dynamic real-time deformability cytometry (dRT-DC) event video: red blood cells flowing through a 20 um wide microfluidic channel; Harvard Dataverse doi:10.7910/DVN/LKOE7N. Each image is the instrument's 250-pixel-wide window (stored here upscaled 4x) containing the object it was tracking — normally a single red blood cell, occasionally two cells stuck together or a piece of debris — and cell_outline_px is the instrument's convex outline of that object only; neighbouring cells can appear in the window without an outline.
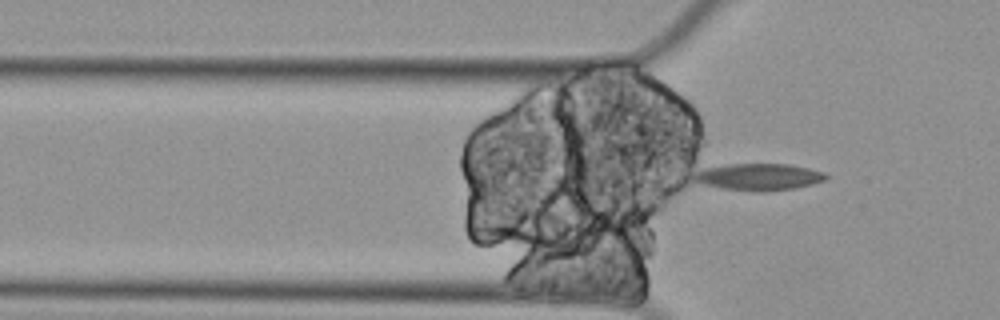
{"species": "Egyptian fruit bat (a non-hibernating species)", "species_latin": "Rousettus aegyptiacus", "temperature_condition": "cold", "stored_images_in_passage": 7, "camera_frame_rate_fps": 3000, "um_per_image_px": 0.085, "animal": {"sex": "female"}, "frame": {"image": 1, "passage_image": 4, "time_ms": 1.0, "image_size_px": [1000, 320], "cell_outline_px": [[828, 176], [824, 180], [812, 184], [792, 188], [764, 192], [760, 192], [724, 188], [704, 184], [692, 180], [692, 176], [696, 172], [704, 168], [728, 164], [788, 164], [808, 168], [824, 172]], "centroid_in_image_um": [64.47, 15.03], "position_along_channel_um": 61.3, "area_um2": 20.46}}
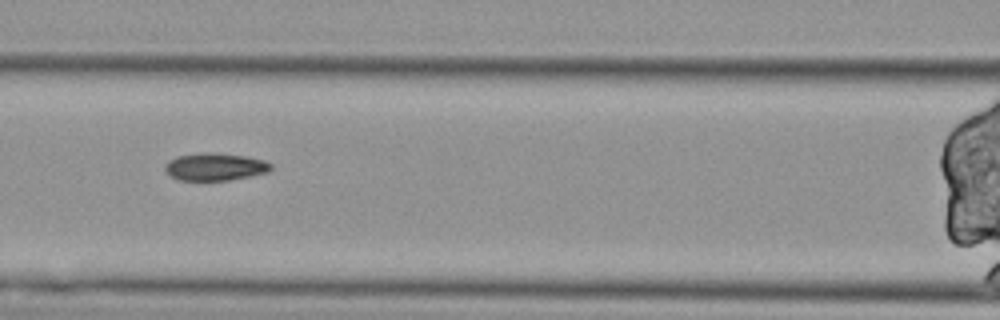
{"frame": {"image": 2, "passage_image": 6, "time_ms": 1.667, "image_size_px": [1000, 320], "cell_outline_px": [[272, 168], [268, 172], [228, 180], [180, 180], [172, 176], [164, 168], [164, 164], [168, 160], [176, 156], [200, 152], [212, 152], [244, 156], [264, 160], [272, 164]], "centroid_in_image_um": [18.26, 14.16], "position_along_channel_um": 148.3, "area_um2": 16.94}}
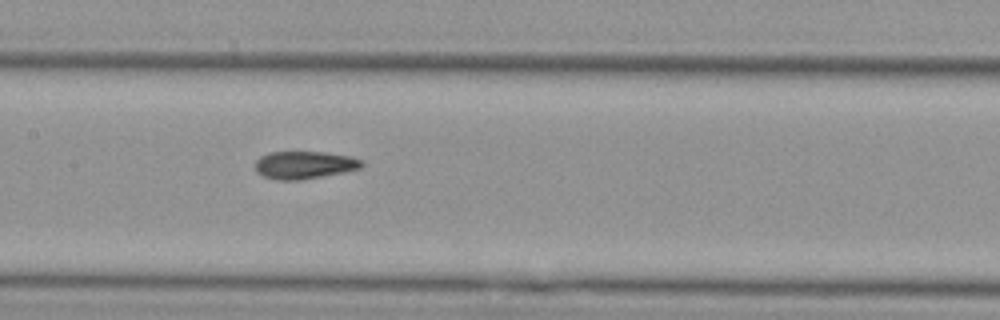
{"frame": {"image": 3, "passage_image": 7, "time_ms": 2.0, "image_size_px": [1000, 320], "cell_outline_px": [[364, 164], [360, 168], [344, 172], [300, 180], [276, 180], [264, 176], [256, 172], [256, 160], [260, 156], [268, 152], [324, 152], [352, 156], [364, 160]], "centroid_in_image_um": [25.89, 14.01], "position_along_channel_um": 181.5, "area_um2": 17.28}}